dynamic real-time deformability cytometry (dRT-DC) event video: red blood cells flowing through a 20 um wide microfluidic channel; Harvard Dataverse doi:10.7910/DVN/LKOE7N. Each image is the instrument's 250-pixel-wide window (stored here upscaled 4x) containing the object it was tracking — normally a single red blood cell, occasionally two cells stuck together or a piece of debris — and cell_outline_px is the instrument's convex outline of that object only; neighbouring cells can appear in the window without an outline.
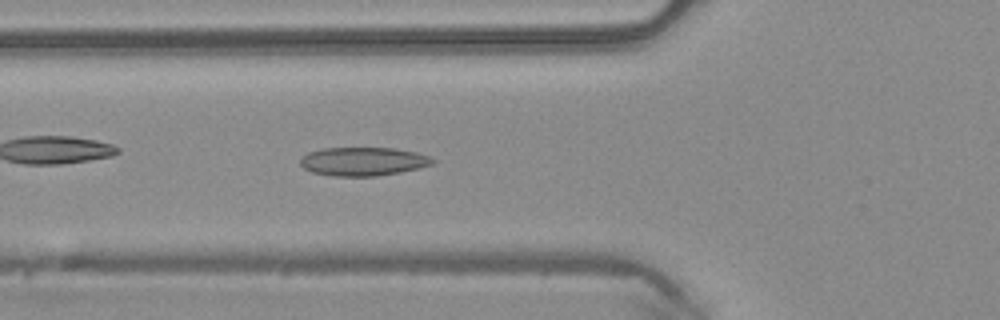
{"species": "common noctule bat (a hibernating species)", "species_latin": "Nyctalus noctula", "temperature_condition": "warm", "stored_images_in_passage": 38, "camera_frame_rate_fps": 3000, "um_per_image_px": 0.085, "animal": {"sex": "male", "body_mass_g": 20.4}, "frame": {"image": 1, "passage_image": 7, "time_ms": 2.0, "image_size_px": [1000, 320], "cell_outline_px": [[436, 160], [432, 164], [420, 168], [400, 172], [376, 176], [332, 176], [312, 172], [304, 168], [300, 164], [300, 160], [308, 152], [324, 148], [392, 148], [416, 152], [428, 156]], "centroid_in_image_um": [30.87, 13.72], "position_along_channel_um": 94.9, "area_um2": 21.96}}
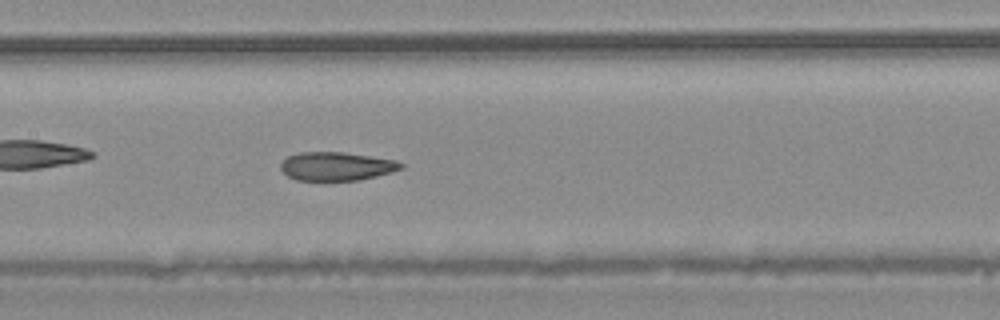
{"frame": {"image": 2, "passage_image": 13, "time_ms": 4.0, "image_size_px": [1000, 320], "cell_outline_px": [[404, 168], [392, 172], [360, 180], [296, 180], [288, 176], [280, 168], [280, 164], [288, 156], [300, 152], [344, 152], [396, 160], [404, 164]], "centroid_in_image_um": [28.62, 14.13], "position_along_channel_um": 178.8, "area_um2": 20.0}}
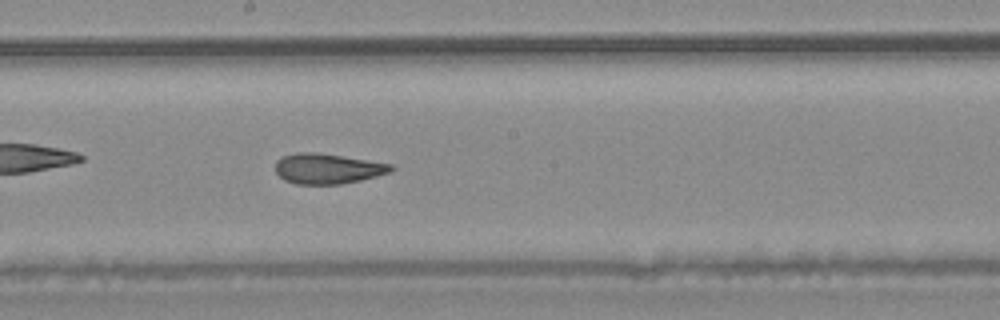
{"frame": {"image": 3, "passage_image": 16, "time_ms": 5.0, "image_size_px": [1000, 320], "cell_outline_px": [[396, 168], [392, 172], [360, 180], [340, 184], [296, 184], [284, 180], [276, 172], [276, 160], [284, 156], [300, 152], [316, 152], [392, 164]], "centroid_in_image_um": [27.86, 14.34], "position_along_channel_um": 220.3, "area_um2": 20.29}, "authors_computed_cell_mechanics": {"area_um2": 21.097, "velocity_mm_per_s": 4.1606, "shape_relaxation_time_tau1_ms": null, "shape_relaxation_time_tau2_ms": 2.4648, "deformation_change_tau1": null, "deformation_change_tau2": 0.0901}}